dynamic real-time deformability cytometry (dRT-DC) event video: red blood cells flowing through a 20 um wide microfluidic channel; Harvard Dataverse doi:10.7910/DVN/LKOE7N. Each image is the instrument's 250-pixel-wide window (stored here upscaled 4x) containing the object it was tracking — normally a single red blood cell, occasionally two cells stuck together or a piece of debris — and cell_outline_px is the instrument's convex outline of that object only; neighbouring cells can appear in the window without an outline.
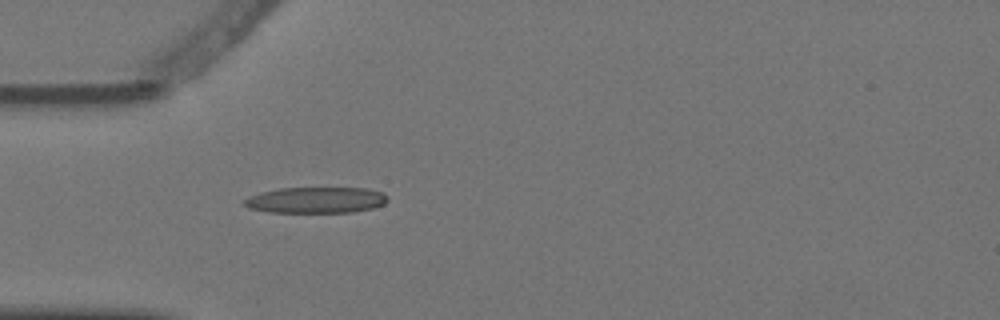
{"species": "Egyptian fruit bat (a non-hibernating species)", "species_latin": "Rousettus aegyptiacus", "temperature_condition": "warm", "stored_images_in_passage": 4, "camera_frame_rate_fps": 3000, "um_per_image_px": 0.085, "animal": {"sex": "female"}, "frame": {"image": 1, "passage_image": 4, "time_ms": 1.0, "image_size_px": [1000, 320], "cell_outline_px": [[388, 200], [384, 204], [372, 208], [352, 212], [268, 212], [248, 208], [244, 204], [244, 200], [248, 196], [260, 192], [280, 188], [368, 188], [384, 192], [388, 196]], "centroid_in_image_um": [26.87, 17.0], "position_along_channel_um": 58.1, "area_um2": 21.91}}